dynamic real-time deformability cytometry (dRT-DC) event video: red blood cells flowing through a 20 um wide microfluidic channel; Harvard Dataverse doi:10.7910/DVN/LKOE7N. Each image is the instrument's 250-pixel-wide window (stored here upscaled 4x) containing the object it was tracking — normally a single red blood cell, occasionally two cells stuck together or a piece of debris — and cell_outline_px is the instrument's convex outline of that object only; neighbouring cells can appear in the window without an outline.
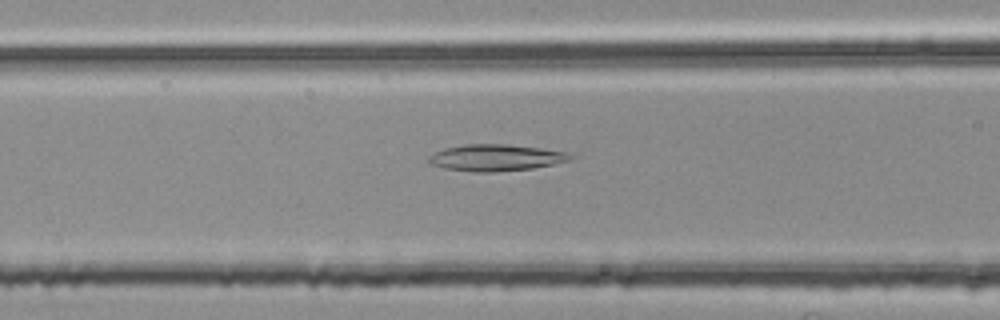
{"species": "common noctule bat (a hibernating species)", "species_latin": "Nyctalus noctula", "temperature_condition": "room temperature", "stored_images_in_passage": 46, "camera_frame_rate_fps": 3000, "um_per_image_px": 0.085, "animal": {"sex": "female", "body_mass_g": 25.1}, "frame": {"image": 1, "passage_image": 14, "time_ms": 4.333, "image_size_px": [1000, 320], "cell_outline_px": [[572, 160], [556, 164], [532, 168], [496, 172], [472, 172], [444, 168], [432, 164], [428, 160], [428, 156], [444, 148], [464, 144], [504, 144], [540, 148], [568, 152], [572, 156]], "centroid_in_image_um": [42.16, 13.4], "position_along_channel_um": 124.4, "area_um2": 21.96}}
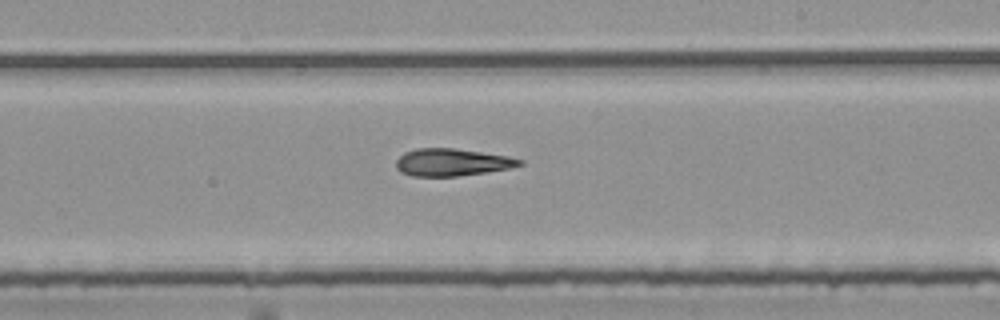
{"frame": {"image": 2, "passage_image": 24, "time_ms": 7.667, "image_size_px": [1000, 320], "cell_outline_px": [[524, 164], [508, 168], [488, 172], [456, 176], [412, 176], [400, 172], [396, 168], [396, 160], [404, 152], [416, 148], [452, 148], [508, 156], [524, 160]], "centroid_in_image_um": [38.4, 13.79], "position_along_channel_um": 250.6, "area_um2": 19.65}}
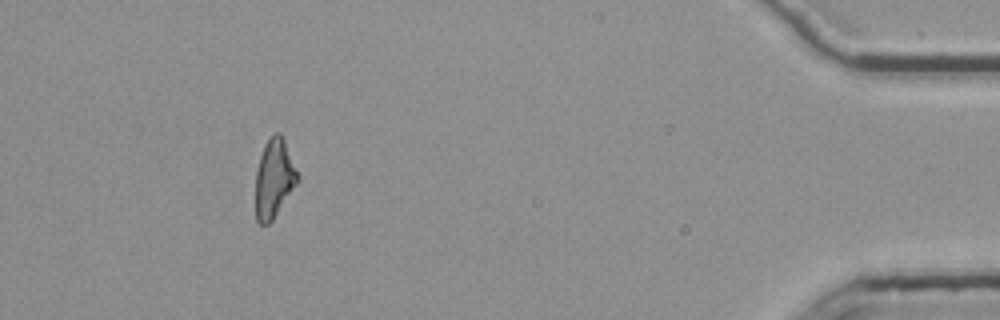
{"frame": {"image": 3, "passage_image": 42, "time_ms": 13.667, "image_size_px": [1000, 320], "cell_outline_px": [[300, 180], [272, 220], [268, 224], [260, 224], [256, 220], [256, 172], [260, 156], [264, 144], [268, 136], [272, 132], [280, 132], [284, 140], [300, 176]], "centroid_in_image_um": [23.31, 15.13], "position_along_channel_um": 411.9, "area_um2": 19.42}, "authors_computed_cell_mechanics": {"area_um2": 20.23, "velocity_mm_per_s": 3.7879, "shape_relaxation_time_tau1_ms": null, "shape_relaxation_time_tau2_ms": 6.7305, "deformation_change_tau1": null, "deformation_change_tau2": 0.1774}}